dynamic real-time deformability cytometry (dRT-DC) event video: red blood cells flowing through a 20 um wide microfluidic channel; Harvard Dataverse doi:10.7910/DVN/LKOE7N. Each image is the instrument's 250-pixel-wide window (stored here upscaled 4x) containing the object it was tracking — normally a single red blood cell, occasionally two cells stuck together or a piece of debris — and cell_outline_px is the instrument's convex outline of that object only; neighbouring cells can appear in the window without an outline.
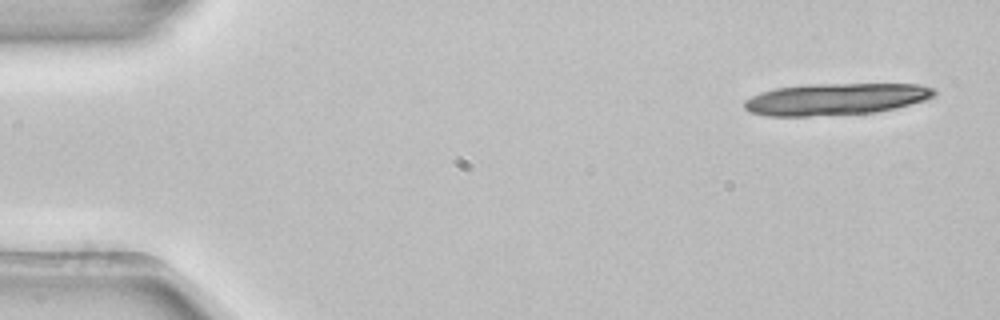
{"species": "common noctule bat (a hibernating species)", "species_latin": "Nyctalus noctula", "temperature_condition": "room temperature", "stored_images_in_passage": 5, "camera_frame_rate_fps": 3000, "um_per_image_px": 0.085, "animal": {"sex": "female", "body_mass_g": 22.7, "forearm_length_mm": 54.2}, "frame": {"image": 1, "passage_image": 1, "time_ms": 0.0, "image_size_px": [1000, 320], "cell_outline_px": [[936, 92], [932, 96], [924, 100], [896, 108], [876, 112], [808, 116], [768, 116], [748, 112], [744, 108], [744, 100], [760, 92], [776, 88], [804, 84], [920, 84], [936, 88]], "centroid_in_image_um": [71.01, 8.42], "position_along_channel_um": 14.0, "area_um2": 35.26}}